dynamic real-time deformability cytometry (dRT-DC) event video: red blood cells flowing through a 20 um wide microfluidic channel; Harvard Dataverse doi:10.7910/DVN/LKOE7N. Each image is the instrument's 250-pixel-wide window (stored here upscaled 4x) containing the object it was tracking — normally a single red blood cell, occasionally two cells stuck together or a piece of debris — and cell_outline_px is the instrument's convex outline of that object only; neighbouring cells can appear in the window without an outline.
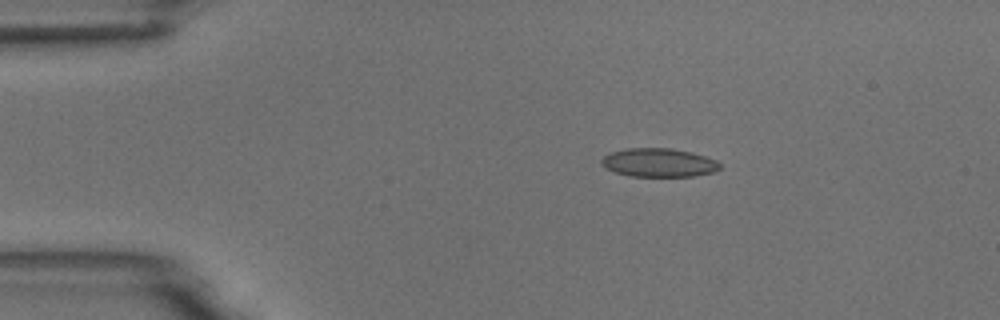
{"species": "common noctule bat (a hibernating species)", "species_latin": "Nyctalus noctula", "temperature_condition": "room temperature", "stored_images_in_passage": 5, "camera_frame_rate_fps": 3000, "um_per_image_px": 0.085, "animal": {"sex": "male", "body_mass_g": 18.8}, "frame": {"image": 1, "passage_image": 3, "time_ms": 2.333, "image_size_px": [1000, 320], "cell_outline_px": [[720, 168], [716, 172], [696, 176], [628, 176], [616, 172], [608, 168], [600, 160], [604, 156], [612, 152], [624, 148], [672, 148], [692, 152], [716, 160], [720, 164]], "centroid_in_image_um": [56.04, 13.82], "position_along_channel_um": 29.0, "area_um2": 19.71}}
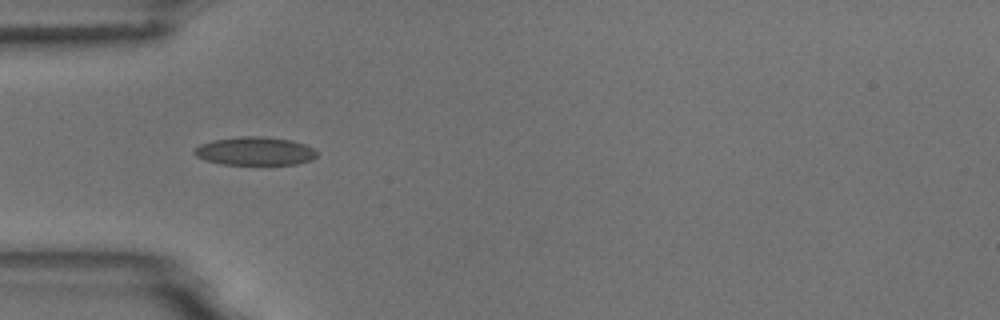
{"frame": {"image": 2, "passage_image": 5, "time_ms": 4.667, "image_size_px": [1000, 320], "cell_outline_px": [[316, 156], [312, 160], [296, 164], [220, 164], [204, 160], [196, 156], [192, 152], [200, 144], [212, 140], [240, 136], [264, 136], [292, 140], [304, 144], [312, 148], [316, 152]], "centroid_in_image_um": [21.64, 12.84], "position_along_channel_um": 63.4, "area_um2": 20.29}}